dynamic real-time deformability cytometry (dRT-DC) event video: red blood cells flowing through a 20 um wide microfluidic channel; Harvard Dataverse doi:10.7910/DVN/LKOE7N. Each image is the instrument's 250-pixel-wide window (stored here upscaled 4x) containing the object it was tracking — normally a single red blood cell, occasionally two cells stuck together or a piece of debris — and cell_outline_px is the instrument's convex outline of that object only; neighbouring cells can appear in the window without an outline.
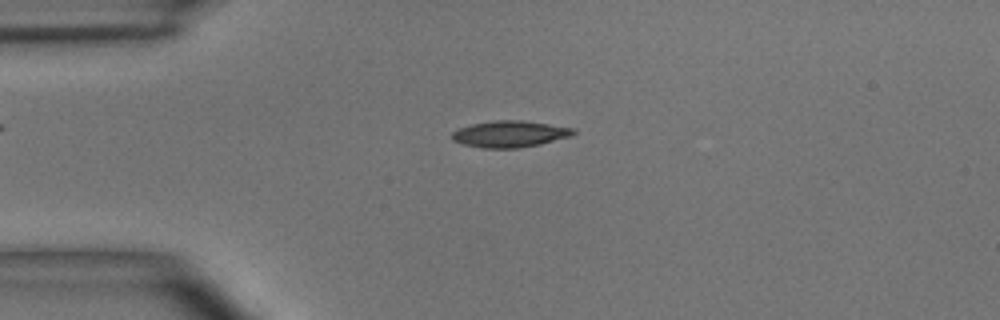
{"species": "common noctule bat (a hibernating species)", "species_latin": "Nyctalus noctula", "temperature_condition": "room temperature", "stored_images_in_passage": 3, "camera_frame_rate_fps": 3000, "um_per_image_px": 0.085, "animal": {"sex": "male", "body_mass_g": 15.6}, "frame": {"image": 1, "passage_image": 3, "time_ms": 2.0, "image_size_px": [1000, 320], "cell_outline_px": [[576, 132], [572, 136], [540, 144], [520, 148], [484, 148], [464, 144], [452, 140], [452, 132], [460, 128], [472, 124], [496, 120], [520, 120], [576, 128]], "centroid_in_image_um": [43.37, 11.39], "position_along_channel_um": 41.6, "area_um2": 18.67}}